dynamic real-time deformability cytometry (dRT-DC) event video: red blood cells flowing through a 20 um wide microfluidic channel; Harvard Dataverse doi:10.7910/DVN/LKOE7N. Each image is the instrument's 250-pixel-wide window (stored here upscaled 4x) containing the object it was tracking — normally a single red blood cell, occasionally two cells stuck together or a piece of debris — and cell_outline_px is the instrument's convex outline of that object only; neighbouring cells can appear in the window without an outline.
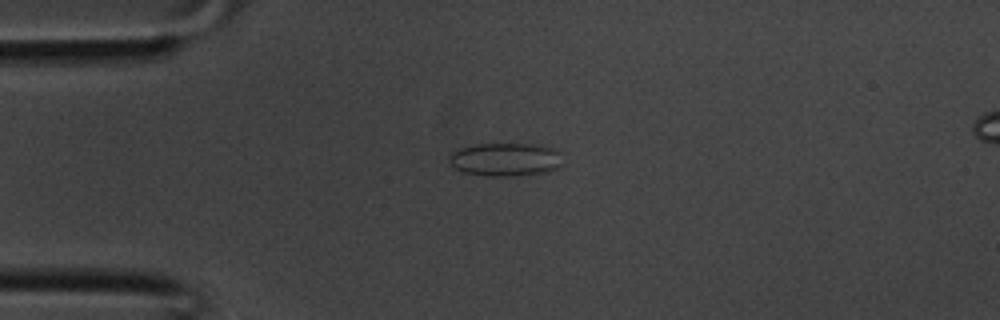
{"species": "common noctule bat (a hibernating species)", "species_latin": "Nyctalus noctula", "temperature_condition": "room temperature", "stored_images_in_passage": 32, "camera_frame_rate_fps": 3000, "um_per_image_px": 0.085, "animal": {"sex": "male", "body_mass_g": 20.1, "forearm_length_mm": 53.5}, "frame": {"image": 1, "passage_image": 4, "time_ms": 1.0, "image_size_px": [1000, 320], "cell_outline_px": [[564, 152], [560, 168], [548, 172], [512, 176], [488, 176], [464, 172], [456, 168], [448, 160], [448, 156], [452, 152], [468, 144], [536, 144], [556, 148]], "centroid_in_image_um": [43.03, 13.54], "position_along_channel_um": 42.0, "area_um2": 22.54}}
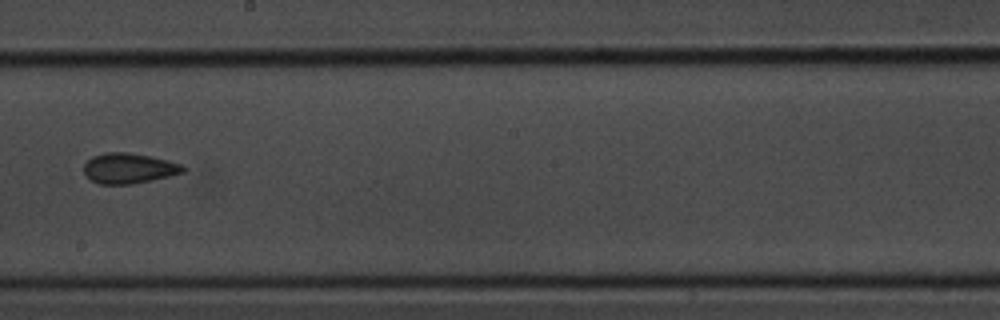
{"frame": {"image": 2, "passage_image": 16, "time_ms": 5.0, "image_size_px": [1000, 320], "cell_outline_px": [[188, 168], [184, 172], [152, 180], [132, 184], [100, 184], [92, 180], [84, 172], [84, 164], [92, 156], [104, 152], [128, 152], [168, 160], [180, 164]], "centroid_in_image_um": [10.96, 14.3], "position_along_channel_um": 237.2, "area_um2": 17.46}}
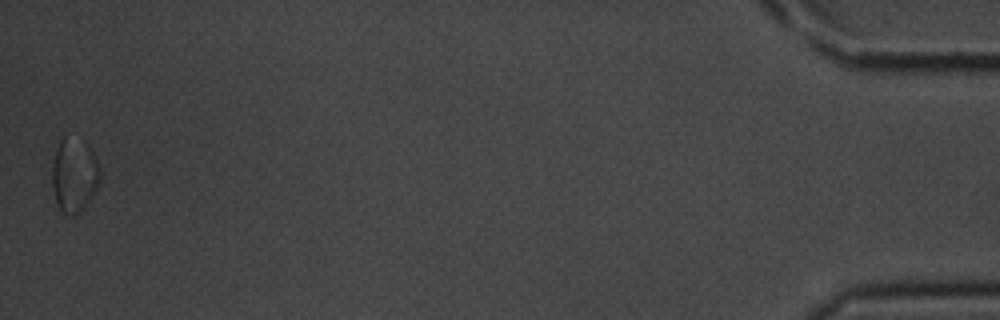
{"frame": {"image": 3, "passage_image": 32, "time_ms": 10.333, "image_size_px": [1000, 320], "cell_outline_px": [[100, 180], [92, 196], [72, 216], [68, 216], [60, 208], [56, 200], [52, 188], [52, 164], [56, 148], [60, 140], [64, 136], [88, 148], [92, 152], [100, 168]], "centroid_in_image_um": [6.27, 14.91], "position_along_channel_um": 428.9, "area_um2": 19.77}}